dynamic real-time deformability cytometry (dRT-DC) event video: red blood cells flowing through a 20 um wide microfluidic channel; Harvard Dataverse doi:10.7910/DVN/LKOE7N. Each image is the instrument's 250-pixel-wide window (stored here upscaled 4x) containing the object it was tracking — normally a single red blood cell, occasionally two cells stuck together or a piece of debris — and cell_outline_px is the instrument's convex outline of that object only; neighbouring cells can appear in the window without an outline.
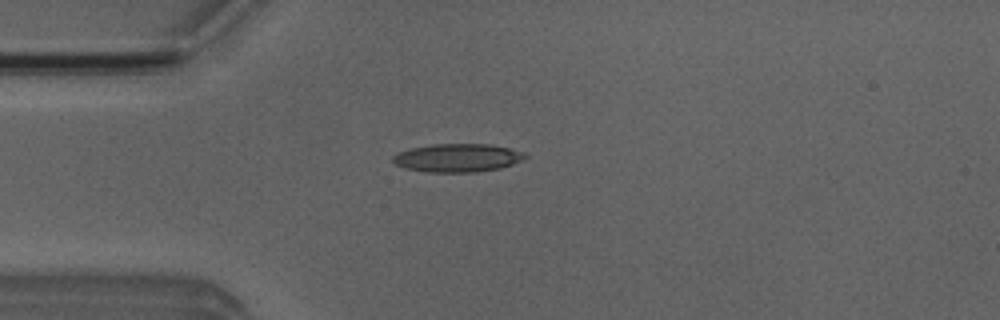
{"species": "Egyptian fruit bat (a non-hibernating species)", "species_latin": "Rousettus aegyptiacus", "temperature_condition": "room temperature", "stored_images_in_passage": 3, "camera_frame_rate_fps": 3000, "um_per_image_px": 0.085, "animal": {"sex": "male"}, "frame": {"image": 1, "passage_image": 3, "time_ms": 0.667, "image_size_px": [1000, 320], "cell_outline_px": [[528, 156], [512, 164], [500, 168], [476, 172], [428, 172], [404, 168], [396, 164], [392, 160], [392, 156], [396, 152], [412, 148], [432, 144], [492, 144], [524, 152]], "centroid_in_image_um": [38.86, 13.41], "position_along_channel_um": 46.1, "area_um2": 21.79}}